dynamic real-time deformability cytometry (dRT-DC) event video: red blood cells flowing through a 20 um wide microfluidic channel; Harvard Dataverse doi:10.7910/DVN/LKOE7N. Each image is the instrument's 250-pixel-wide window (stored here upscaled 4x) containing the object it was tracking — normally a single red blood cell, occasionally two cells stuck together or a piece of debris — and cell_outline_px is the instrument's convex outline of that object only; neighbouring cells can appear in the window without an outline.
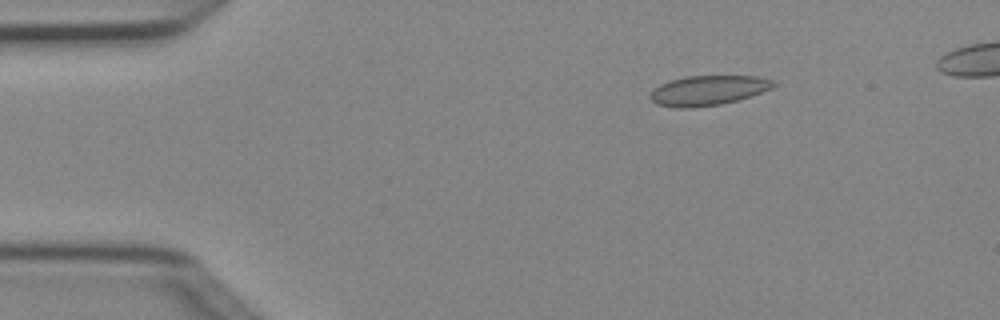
{"species": "Egyptian fruit bat (a non-hibernating species)", "species_latin": "Rousettus aegyptiacus", "temperature_condition": "cold", "stored_images_in_passage": 5, "camera_frame_rate_fps": 3000, "um_per_image_px": 0.085, "animal": {"sex": "female"}, "frame": {"image": 1, "passage_image": 2, "time_ms": 0.333, "image_size_px": [1000, 320], "cell_outline_px": [[776, 84], [772, 88], [736, 100], [720, 104], [692, 108], [676, 108], [656, 104], [648, 96], [660, 84], [668, 80], [684, 76], [756, 76], [772, 80]], "centroid_in_image_um": [60.13, 7.68], "position_along_channel_um": 24.9, "area_um2": 21.27}}